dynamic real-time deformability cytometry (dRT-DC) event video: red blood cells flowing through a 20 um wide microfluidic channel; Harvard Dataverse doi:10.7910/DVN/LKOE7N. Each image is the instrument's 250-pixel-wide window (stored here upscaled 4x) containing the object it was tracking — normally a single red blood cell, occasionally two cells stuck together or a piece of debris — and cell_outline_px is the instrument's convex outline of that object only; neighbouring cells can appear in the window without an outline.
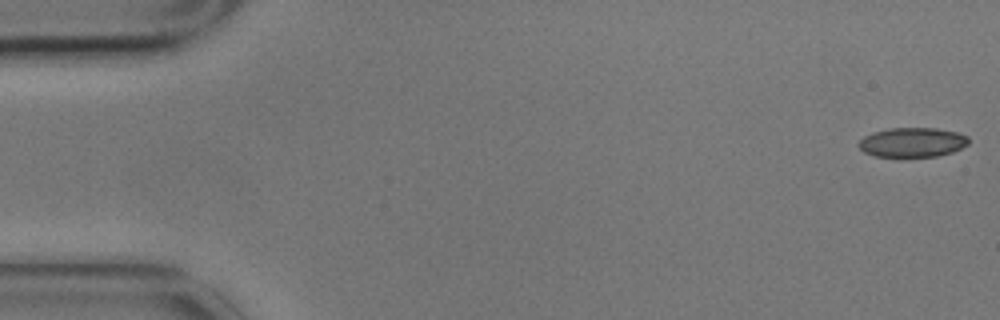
{"species": "common noctule bat (a hibernating species)", "species_latin": "Nyctalus noctula", "temperature_condition": "cold", "stored_images_in_passage": 10, "camera_frame_rate_fps": 3000, "um_per_image_px": 0.085, "animal": {"sex": "male", "body_mass_g": 17.9}, "frame": {"image": 1, "passage_image": 1, "time_ms": 0.0, "image_size_px": [1000, 320], "cell_outline_px": [[968, 144], [952, 152], [936, 156], [876, 156], [864, 152], [856, 144], [864, 136], [872, 132], [888, 128], [936, 128], [956, 132], [968, 136]], "centroid_in_image_um": [77.52, 12.08], "position_along_channel_um": 7.5, "area_um2": 18.79}}
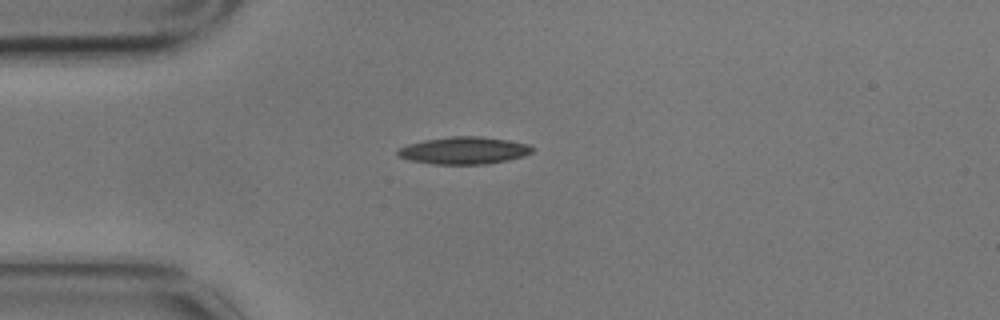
{"frame": {"image": 2, "passage_image": 4, "time_ms": 1.0, "image_size_px": [1000, 320], "cell_outline_px": [[536, 148], [532, 152], [524, 156], [508, 160], [484, 164], [432, 164], [412, 160], [400, 156], [396, 152], [396, 148], [408, 144], [424, 140], [452, 136], [480, 136], [508, 140], [532, 144]], "centroid_in_image_um": [39.48, 12.78], "position_along_channel_um": 45.5, "area_um2": 21.5}}
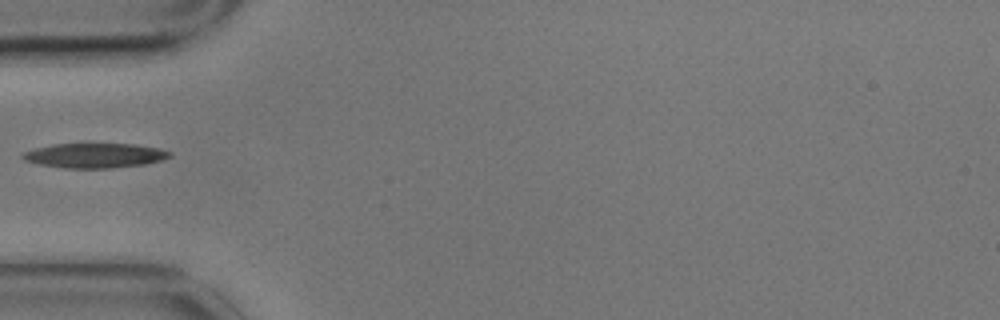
{"frame": {"image": 3, "passage_image": 5, "time_ms": 1.333, "image_size_px": [1000, 320], "cell_outline_px": [[172, 156], [160, 160], [144, 164], [112, 168], [64, 168], [40, 164], [24, 160], [20, 156], [24, 152], [36, 148], [52, 144], [136, 144], [160, 148], [172, 152]], "centroid_in_image_um": [8.07, 13.21], "position_along_channel_um": 76.9, "area_um2": 21.1}}